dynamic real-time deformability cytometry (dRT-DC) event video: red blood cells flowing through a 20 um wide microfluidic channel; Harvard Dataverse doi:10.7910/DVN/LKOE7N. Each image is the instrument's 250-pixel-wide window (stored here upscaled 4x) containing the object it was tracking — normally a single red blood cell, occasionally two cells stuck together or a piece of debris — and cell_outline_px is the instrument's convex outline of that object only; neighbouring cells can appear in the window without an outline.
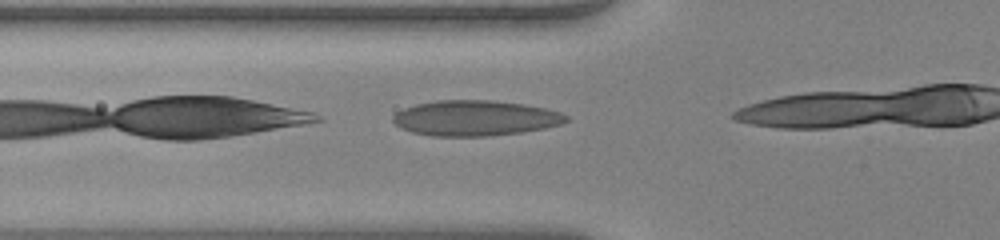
{"species": "human", "species_latin": "Homo sapiens", "temperature_condition": "warm", "stored_images_in_passage": 7, "camera_frame_rate_fps": 3000, "um_per_image_px": 0.085, "donor": {"sex": "female"}, "frame": {"image": 1, "passage_image": 3, "time_ms": 0.667, "image_size_px": [1000, 240], "cell_outline_px": [[568, 120], [560, 124], [544, 128], [520, 132], [488, 136], [432, 136], [412, 132], [400, 128], [392, 120], [392, 116], [396, 112], [404, 108], [416, 104], [436, 100], [488, 100], [524, 104], [548, 108], [560, 112], [568, 116]], "centroid_in_image_um": [40.37, 10.03], "position_along_channel_um": 85.4, "area_um2": 35.78}}
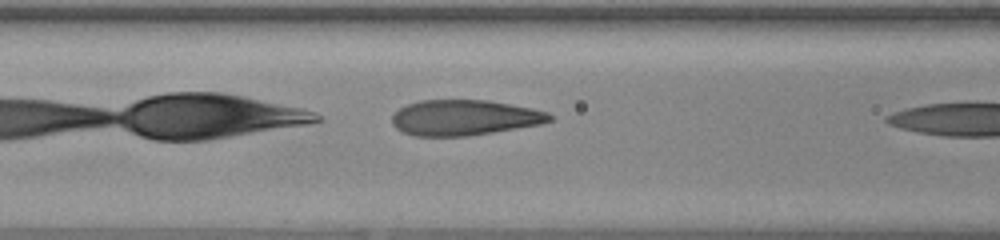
{"frame": {"image": 2, "passage_image": 6, "time_ms": 1.667, "image_size_px": [1000, 240], "cell_outline_px": [[556, 116], [552, 120], [540, 124], [468, 136], [416, 136], [404, 132], [396, 128], [392, 124], [392, 116], [400, 108], [408, 104], [420, 100], [488, 100], [532, 108], [548, 112]], "centroid_in_image_um": [39.49, 9.99], "position_along_channel_um": 127.1, "area_um2": 32.54}}